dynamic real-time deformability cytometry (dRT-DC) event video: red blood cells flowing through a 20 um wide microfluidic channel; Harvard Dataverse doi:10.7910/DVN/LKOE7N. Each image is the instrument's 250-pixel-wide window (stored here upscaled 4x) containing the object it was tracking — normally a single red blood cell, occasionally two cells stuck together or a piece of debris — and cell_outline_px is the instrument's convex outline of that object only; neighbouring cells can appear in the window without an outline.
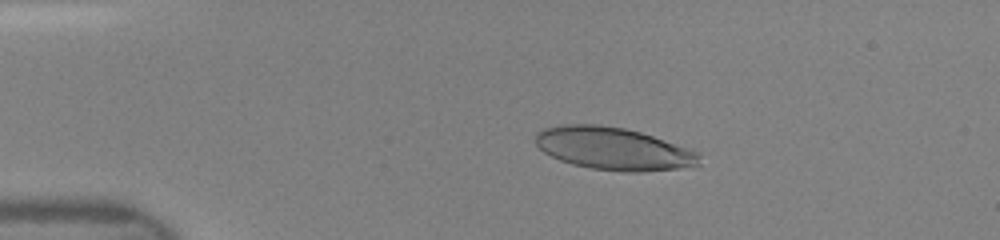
{"species": "human", "species_latin": "Homo sapiens", "temperature_condition": "room temperature", "stored_images_in_passage": 7, "camera_frame_rate_fps": 3000, "um_per_image_px": 0.085, "donor": {"sex": "female"}, "frame": {"image": 1, "passage_image": 5, "time_ms": 3.0, "image_size_px": [1000, 240], "cell_outline_px": [[700, 164], [696, 168], [640, 172], [624, 172], [592, 168], [572, 164], [560, 160], [544, 152], [536, 144], [536, 132], [544, 128], [560, 124], [600, 124], [624, 128], [640, 132], [700, 152]], "centroid_in_image_um": [52.2, 12.65], "position_along_channel_um": 32.8, "area_um2": 41.04}}